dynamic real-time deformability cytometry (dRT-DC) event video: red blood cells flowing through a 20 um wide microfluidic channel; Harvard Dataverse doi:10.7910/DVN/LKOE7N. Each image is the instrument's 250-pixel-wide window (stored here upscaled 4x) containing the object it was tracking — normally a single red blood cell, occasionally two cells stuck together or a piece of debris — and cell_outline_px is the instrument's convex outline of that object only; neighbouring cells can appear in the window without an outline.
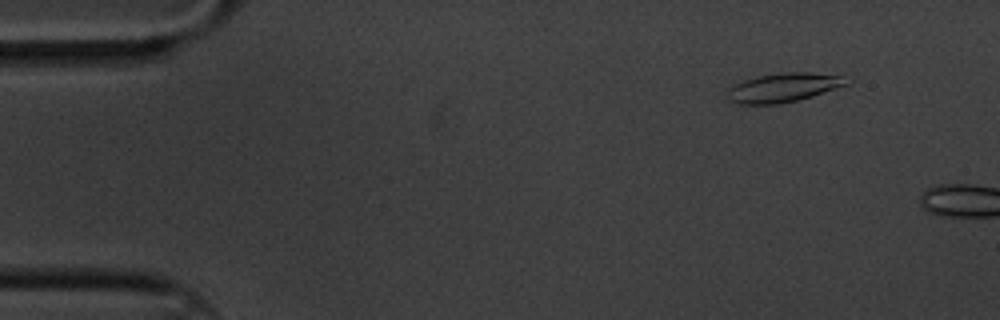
{"species": "common noctule bat (a hibernating species)", "species_latin": "Nyctalus noctula", "temperature_condition": "cold", "stored_images_in_passage": 3, "camera_frame_rate_fps": 3000, "um_per_image_px": 0.085, "animal": {"sex": "male", "body_mass_g": 20.1, "forearm_length_mm": 53.5}, "frame": {"image": 1, "passage_image": 2, "time_ms": 0.333, "image_size_px": [1000, 320], "cell_outline_px": [[852, 80], [848, 84], [812, 96], [780, 104], [740, 104], [728, 100], [728, 88], [744, 80], [760, 76], [788, 72], [812, 72], [852, 76]], "centroid_in_image_um": [66.69, 7.43], "position_along_channel_um": 18.3, "area_um2": 20.23}}